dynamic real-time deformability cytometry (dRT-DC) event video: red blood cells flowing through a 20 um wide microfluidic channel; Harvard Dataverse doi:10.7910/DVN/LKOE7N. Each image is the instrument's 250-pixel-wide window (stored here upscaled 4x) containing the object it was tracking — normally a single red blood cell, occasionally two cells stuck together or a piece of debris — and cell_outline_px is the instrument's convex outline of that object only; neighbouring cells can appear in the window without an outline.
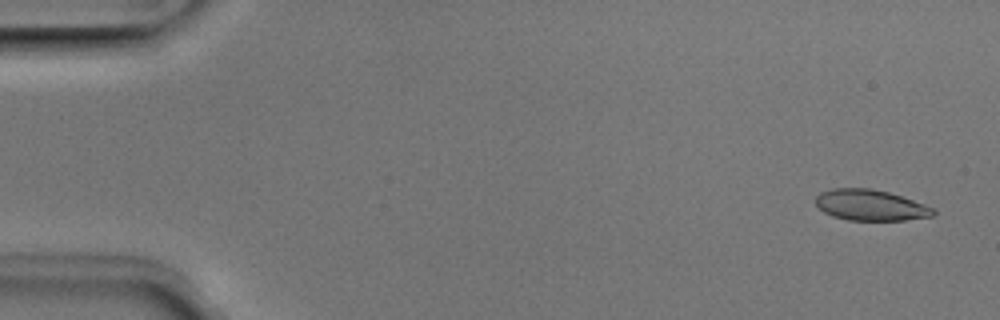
{"species": "Egyptian fruit bat (a non-hibernating species)", "species_latin": "Rousettus aegyptiacus", "temperature_condition": "room temperature", "stored_images_in_passage": 50, "camera_frame_rate_fps": 3000, "um_per_image_px": 0.085, "animal": {"sex": "male"}, "frame": {"image": 1, "passage_image": 2, "time_ms": 0.333, "image_size_px": [1000, 320], "cell_outline_px": [[936, 212], [932, 216], [904, 220], [848, 220], [832, 216], [824, 212], [816, 204], [816, 196], [820, 192], [832, 188], [872, 188], [888, 192], [924, 204], [932, 208]], "centroid_in_image_um": [73.95, 17.43], "position_along_channel_um": 11.0, "area_um2": 21.04}}
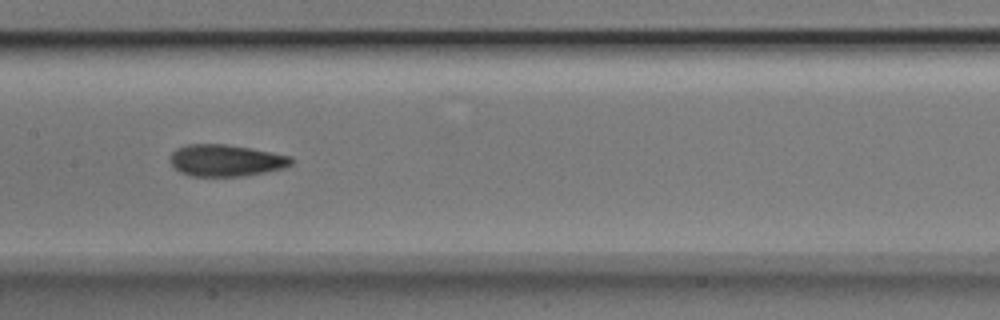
{"frame": {"image": 2, "passage_image": 25, "time_ms": 8.0, "image_size_px": [1000, 320], "cell_outline_px": [[296, 160], [292, 164], [284, 168], [244, 176], [192, 176], [180, 172], [168, 160], [172, 152], [176, 148], [188, 144], [224, 144], [272, 152], [292, 156]], "centroid_in_image_um": [19.21, 13.63], "position_along_channel_um": 188.2, "area_um2": 22.48}}
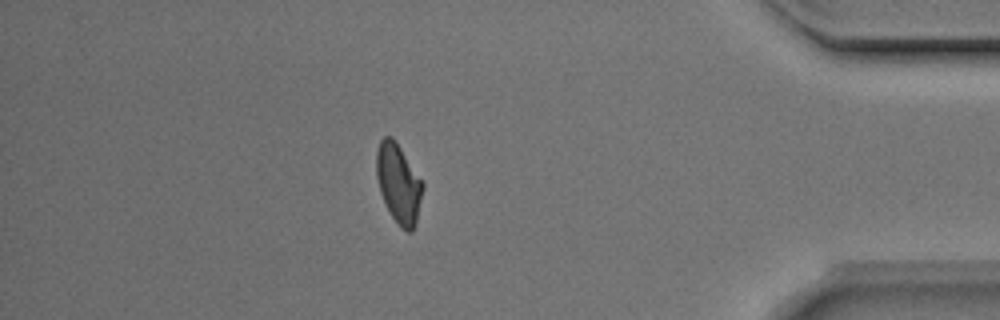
{"frame": {"image": 3, "passage_image": 44, "time_ms": 14.333, "image_size_px": [1000, 320], "cell_outline_px": [[424, 188], [416, 224], [412, 232], [408, 232], [400, 228], [392, 216], [380, 192], [376, 176], [376, 152], [380, 140], [384, 136], [392, 136], [424, 180]], "centroid_in_image_um": [33.91, 15.59], "position_along_channel_um": 401.3, "area_um2": 21.73}, "authors_computed_cell_mechanics": {"area_um2": 21.9929, "velocity_mm_per_s": 3.979, "shape_relaxation_time_tau1_ms": 3.678, "shape_relaxation_time_tau2_ms": 1.9414, "deformation_change_tau1": 0.126, "deformation_change_tau2": 0.0709}}